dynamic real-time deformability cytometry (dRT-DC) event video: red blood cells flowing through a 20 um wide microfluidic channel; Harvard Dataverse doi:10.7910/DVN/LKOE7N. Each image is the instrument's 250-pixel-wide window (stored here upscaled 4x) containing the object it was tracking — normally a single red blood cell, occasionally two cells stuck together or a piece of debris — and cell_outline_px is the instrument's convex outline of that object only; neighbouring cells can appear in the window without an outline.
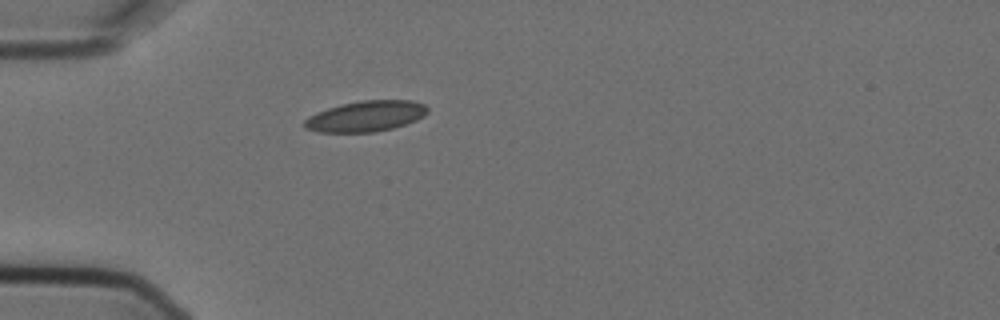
{"species": "Egyptian fruit bat (a non-hibernating species)", "species_latin": "Rousettus aegyptiacus", "temperature_condition": "cold", "stored_images_in_passage": 5, "camera_frame_rate_fps": 3000, "um_per_image_px": 0.085, "animal": {"sex": "female"}, "frame": {"image": 1, "passage_image": 5, "time_ms": 1.333, "image_size_px": [1000, 320], "cell_outline_px": [[428, 112], [424, 116], [416, 120], [392, 128], [376, 132], [320, 132], [304, 128], [304, 120], [308, 116], [316, 112], [328, 108], [360, 100], [412, 100], [424, 104], [428, 108]], "centroid_in_image_um": [31.1, 9.87], "position_along_channel_um": 53.9, "area_um2": 22.02}}